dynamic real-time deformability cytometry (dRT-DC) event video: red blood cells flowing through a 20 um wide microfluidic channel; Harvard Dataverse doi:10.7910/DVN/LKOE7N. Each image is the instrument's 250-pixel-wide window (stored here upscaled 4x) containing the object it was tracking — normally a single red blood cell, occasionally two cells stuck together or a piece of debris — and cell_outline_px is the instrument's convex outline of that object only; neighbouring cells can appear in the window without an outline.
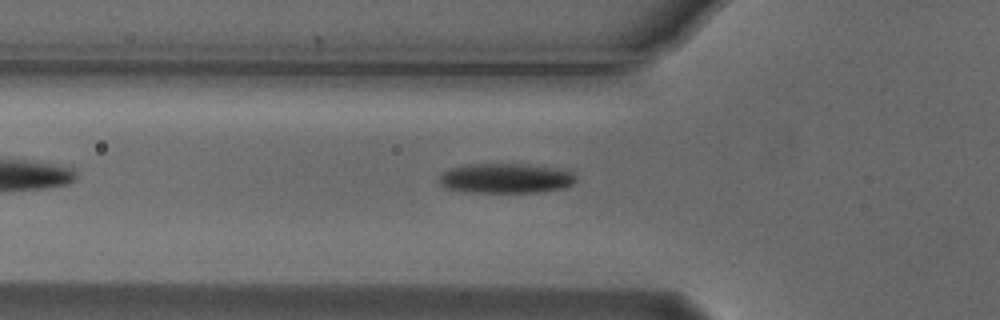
{"species": "Egyptian fruit bat (a non-hibernating species)", "species_latin": "Rousettus aegyptiacus", "temperature_condition": "cold", "stored_images_in_passage": 4, "camera_frame_rate_fps": 3000, "um_per_image_px": 0.085, "animal": {"sex": "male"}, "frame": {"image": 1, "passage_image": 4, "time_ms": 1.0, "image_size_px": [1000, 320], "cell_outline_px": [[576, 180], [572, 184], [564, 188], [536, 192], [464, 192], [444, 188], [440, 184], [440, 176], [444, 172], [452, 168], [468, 164], [524, 164], [552, 168], [572, 172], [576, 176]], "centroid_in_image_um": [42.96, 15.16], "position_along_channel_um": 82.8, "area_um2": 23.58}}